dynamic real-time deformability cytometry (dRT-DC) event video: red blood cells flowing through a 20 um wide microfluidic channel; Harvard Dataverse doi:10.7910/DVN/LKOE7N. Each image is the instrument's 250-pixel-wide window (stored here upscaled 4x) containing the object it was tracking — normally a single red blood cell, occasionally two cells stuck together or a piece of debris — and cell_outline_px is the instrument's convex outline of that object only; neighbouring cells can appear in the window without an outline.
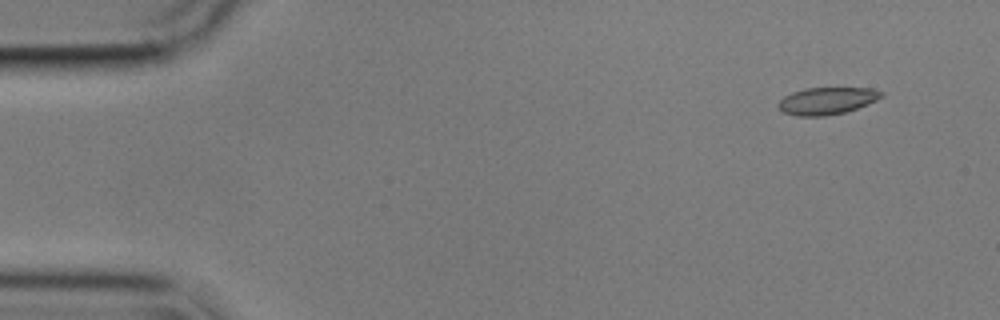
{"species": "common noctule bat (a hibernating species)", "species_latin": "Nyctalus noctula", "temperature_condition": "cold", "stored_images_in_passage": 52, "camera_frame_rate_fps": 3000, "um_per_image_px": 0.085, "animal": {"sex": "male", "body_mass_g": 17.9}, "frame": {"image": 1, "passage_image": 1, "time_ms": 0.0, "image_size_px": [1000, 320], "cell_outline_px": [[884, 96], [868, 104], [844, 112], [824, 116], [796, 116], [784, 112], [776, 104], [784, 96], [792, 92], [804, 88], [872, 88], [884, 92]], "centroid_in_image_um": [70.29, 8.56], "position_along_channel_um": 14.7, "area_um2": 16.3}}
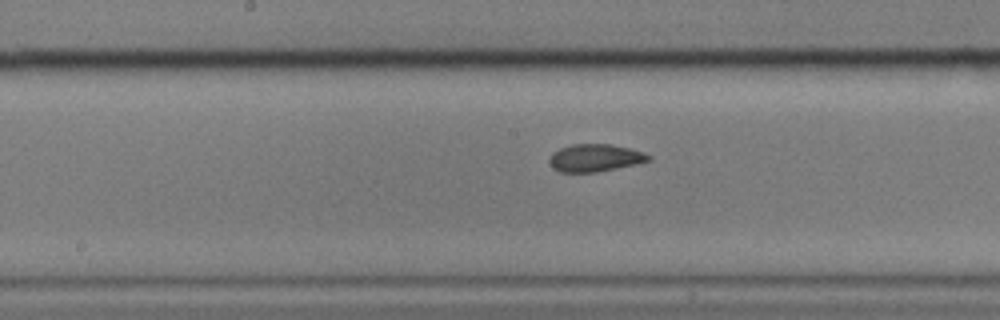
{"frame": {"image": 2, "passage_image": 25, "time_ms": 8.0, "image_size_px": [1000, 320], "cell_outline_px": [[652, 160], [636, 164], [596, 172], [560, 172], [552, 168], [548, 160], [552, 152], [560, 148], [572, 144], [612, 144], [632, 148], [644, 152], [652, 156]], "centroid_in_image_um": [50.59, 13.41], "position_along_channel_um": 197.6, "area_um2": 16.13}}
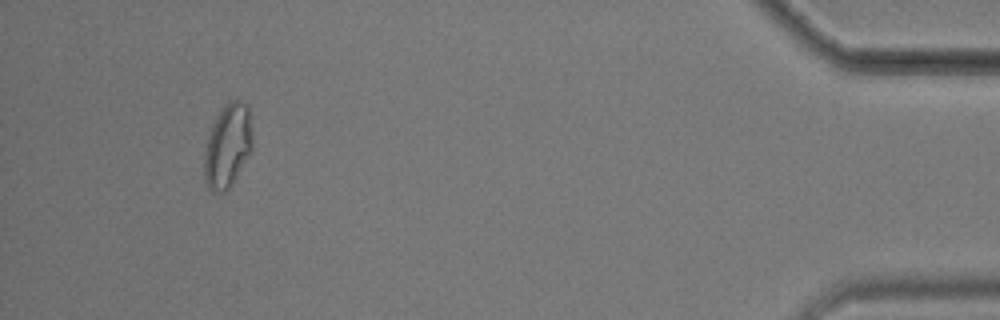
{"frame": {"image": 3, "passage_image": 49, "time_ms": 16.0, "image_size_px": [1000, 320], "cell_outline_px": [[252, 152], [228, 188], [224, 192], [212, 192], [208, 188], [204, 180], [204, 152], [208, 136], [212, 124], [224, 104], [228, 100], [240, 100], [248, 104], [252, 136]], "centroid_in_image_um": [19.35, 12.38], "position_along_channel_um": 415.9, "area_um2": 23.64}, "authors_computed_cell_mechanics": {"area_um2": 16.4152, "velocity_mm_per_s": 3.5655, "shape_relaxation_time_tau1_ms": 4.6573, "shape_relaxation_time_tau2_ms": 1.8758, "deformation_change_tau1": 0.1219, "deformation_change_tau2": 0.056}}